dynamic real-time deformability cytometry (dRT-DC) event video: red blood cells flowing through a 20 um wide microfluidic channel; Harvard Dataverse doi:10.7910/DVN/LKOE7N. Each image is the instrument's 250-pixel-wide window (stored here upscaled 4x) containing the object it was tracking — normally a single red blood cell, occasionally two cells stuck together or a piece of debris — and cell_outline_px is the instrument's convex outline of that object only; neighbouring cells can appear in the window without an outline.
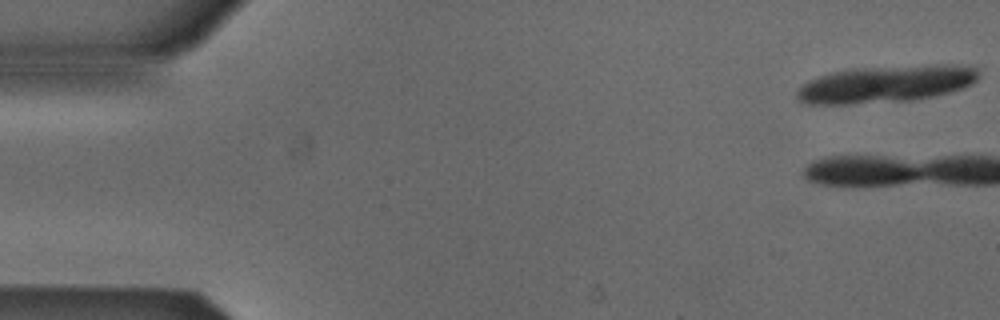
{"species": "Egyptian fruit bat (a non-hibernating species)", "species_latin": "Rousettus aegyptiacus", "temperature_condition": "cold", "stored_images_in_passage": 10, "camera_frame_rate_fps": 3000, "um_per_image_px": 0.085, "animal": {"sex": "male"}, "frame": {"image": 1, "passage_image": 1, "time_ms": 0.0, "image_size_px": [1000, 320], "cell_outline_px": [[980, 76], [972, 84], [948, 92], [932, 96], [912, 100], [852, 104], [804, 104], [796, 96], [796, 92], [808, 80], [832, 72], [852, 68], [936, 64], [944, 64], [976, 68]], "centroid_in_image_um": [75.27, 7.14], "position_along_channel_um": 9.7, "area_um2": 39.13}}